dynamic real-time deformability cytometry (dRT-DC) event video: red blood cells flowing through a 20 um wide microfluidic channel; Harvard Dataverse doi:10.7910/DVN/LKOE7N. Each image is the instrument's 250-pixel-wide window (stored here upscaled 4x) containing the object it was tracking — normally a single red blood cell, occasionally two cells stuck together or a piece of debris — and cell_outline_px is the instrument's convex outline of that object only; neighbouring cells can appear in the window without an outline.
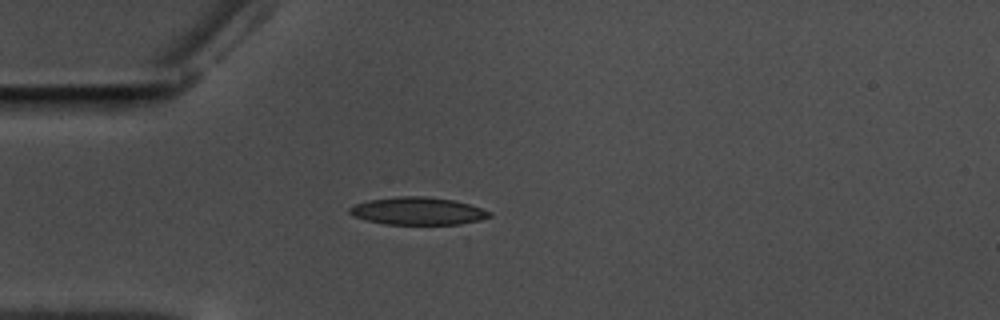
{"species": "common noctule bat (a hibernating species)", "species_latin": "Nyctalus noctula", "temperature_condition": "warm", "stored_images_in_passage": 43, "camera_frame_rate_fps": 3000, "um_per_image_px": 0.085, "animal": {"sex": "male", "body_mass_g": 17.5, "forearm_length_mm": 52.3}, "frame": {"image": 1, "passage_image": 1, "time_ms": 0.0, "image_size_px": [1000, 320], "cell_outline_px": [[492, 216], [480, 220], [460, 224], [384, 224], [364, 220], [352, 216], [348, 212], [348, 208], [356, 204], [368, 200], [396, 196], [428, 196], [452, 200], [468, 204], [492, 212]], "centroid_in_image_um": [35.47, 17.94], "position_along_channel_um": 49.5, "area_um2": 22.6}}
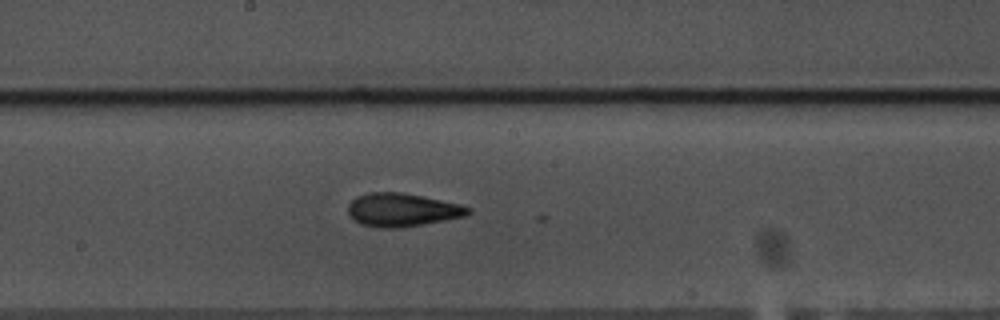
{"frame": {"image": 2, "passage_image": 16, "time_ms": 5.0, "image_size_px": [1000, 320], "cell_outline_px": [[472, 212], [468, 216], [396, 228], [384, 228], [360, 224], [348, 212], [348, 204], [356, 196], [368, 192], [400, 192], [460, 204], [472, 208]], "centroid_in_image_um": [34.2, 17.83], "position_along_channel_um": 214.0, "area_um2": 23.06}}
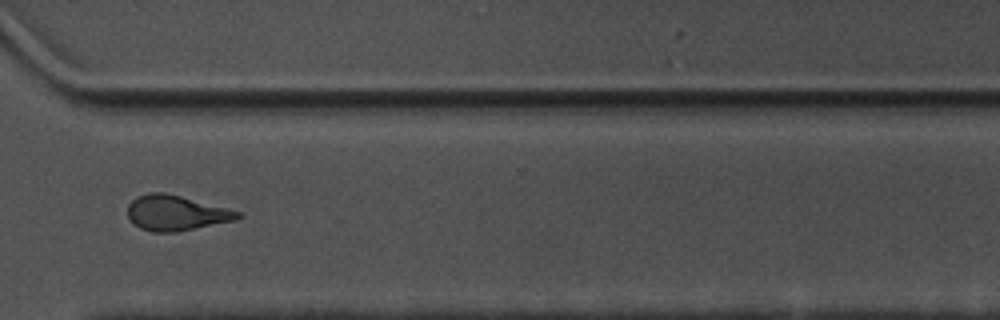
{"frame": {"image": 3, "passage_image": 28, "time_ms": 9.0, "image_size_px": [1000, 320], "cell_outline_px": [[240, 216], [236, 220], [176, 232], [152, 232], [140, 228], [128, 216], [128, 204], [136, 196], [152, 192], [164, 192], [180, 196], [240, 212]], "centroid_in_image_um": [14.92, 18.1], "position_along_channel_um": 355.7, "area_um2": 22.2}, "authors_computed_cell_mechanics": {"area_um2": 22.3686, "velocity_mm_per_s": 3.534, "shape_relaxation_time_tau1_ms": null, "shape_relaxation_time_tau2_ms": 3.1936, "deformation_change_tau1": null, "deformation_change_tau2": 0.121}}